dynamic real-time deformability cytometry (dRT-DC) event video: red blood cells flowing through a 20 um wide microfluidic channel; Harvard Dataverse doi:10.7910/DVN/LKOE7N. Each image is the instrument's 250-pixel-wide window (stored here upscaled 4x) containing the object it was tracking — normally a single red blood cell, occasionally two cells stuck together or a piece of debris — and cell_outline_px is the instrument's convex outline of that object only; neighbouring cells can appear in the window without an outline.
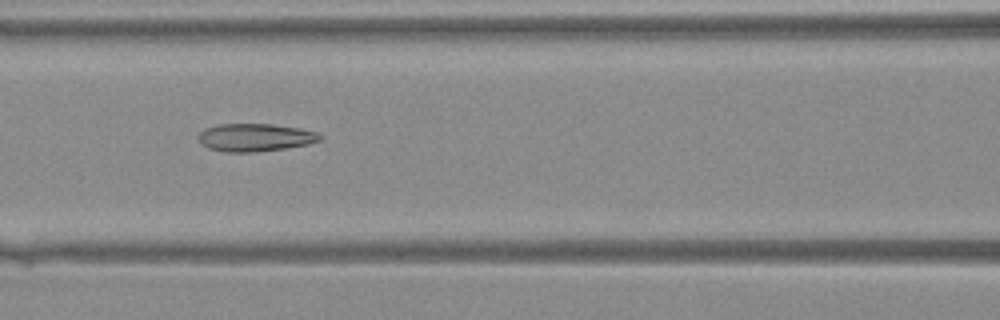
{"species": "Egyptian fruit bat (a non-hibernating species)", "species_latin": "Rousettus aegyptiacus", "temperature_condition": "warm", "stored_images_in_passage": 30, "segment_of_instrument_passage": [1, 2], "camera_frame_rate_fps": 3000, "um_per_image_px": 0.085, "animal": {"sex": "female"}, "frame": {"image": 1, "passage_image": 6, "time_ms": 1.667, "image_size_px": [1000, 320], "cell_outline_px": [[324, 136], [320, 140], [308, 144], [284, 148], [252, 152], [224, 152], [208, 148], [196, 136], [204, 128], [220, 124], [272, 124], [296, 128], [316, 132]], "centroid_in_image_um": [21.66, 11.68], "position_along_channel_um": 144.9, "area_um2": 19.54}}
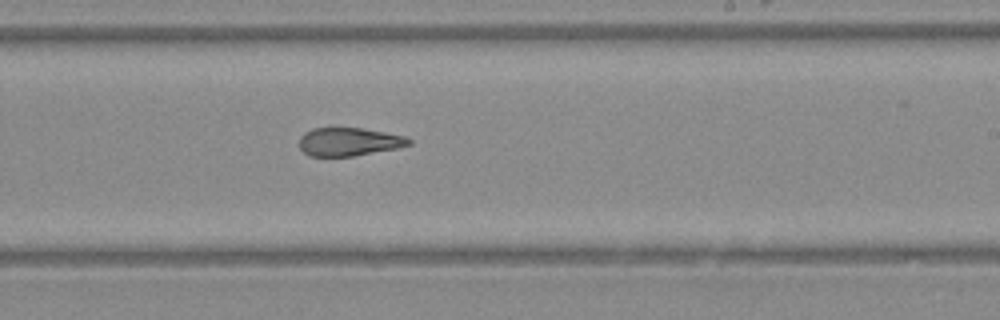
{"frame": {"image": 2, "passage_image": 13, "time_ms": 4.0, "image_size_px": [1000, 320], "cell_outline_px": [[412, 144], [400, 148], [352, 156], [308, 156], [300, 148], [300, 136], [304, 132], [312, 128], [360, 128], [384, 132], [404, 136], [412, 140]], "centroid_in_image_um": [29.67, 12.05], "position_along_channel_um": 259.3, "area_um2": 18.09}}
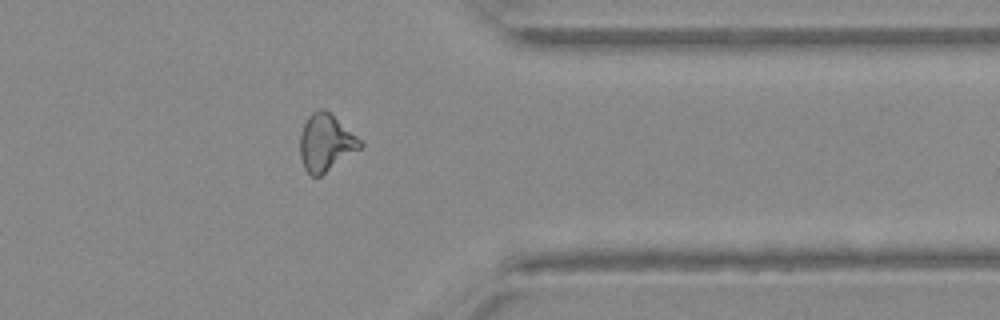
{"frame": {"image": 3, "passage_image": 21, "time_ms": 6.667, "image_size_px": [1000, 320], "cell_outline_px": [[364, 144], [360, 148], [320, 176], [312, 176], [304, 168], [300, 156], [300, 136], [304, 124], [308, 116], [312, 112], [320, 108], [324, 108], [356, 136]], "centroid_in_image_um": [27.66, 12.12], "position_along_channel_um": 383.7, "area_um2": 19.54}}